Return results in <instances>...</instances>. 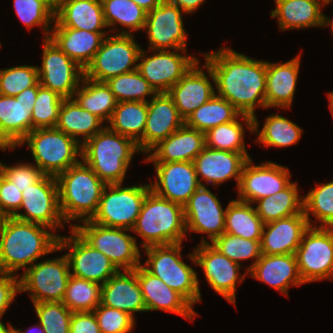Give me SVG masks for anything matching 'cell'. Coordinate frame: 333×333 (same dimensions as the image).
I'll return each mask as SVG.
<instances>
[{
    "label": "cell",
    "mask_w": 333,
    "mask_h": 333,
    "mask_svg": "<svg viewBox=\"0 0 333 333\" xmlns=\"http://www.w3.org/2000/svg\"><path fill=\"white\" fill-rule=\"evenodd\" d=\"M204 56V67L219 97L250 116H255L256 106L266 108V61L254 60L226 47Z\"/></svg>",
    "instance_id": "6da1fadb"
},
{
    "label": "cell",
    "mask_w": 333,
    "mask_h": 333,
    "mask_svg": "<svg viewBox=\"0 0 333 333\" xmlns=\"http://www.w3.org/2000/svg\"><path fill=\"white\" fill-rule=\"evenodd\" d=\"M50 228L14 217L0 218V272L14 274L43 255L58 251L59 234Z\"/></svg>",
    "instance_id": "7a4b0ae2"
},
{
    "label": "cell",
    "mask_w": 333,
    "mask_h": 333,
    "mask_svg": "<svg viewBox=\"0 0 333 333\" xmlns=\"http://www.w3.org/2000/svg\"><path fill=\"white\" fill-rule=\"evenodd\" d=\"M59 207L64 221L91 220L96 214L106 184L84 162L79 161L56 176Z\"/></svg>",
    "instance_id": "3957f363"
},
{
    "label": "cell",
    "mask_w": 333,
    "mask_h": 333,
    "mask_svg": "<svg viewBox=\"0 0 333 333\" xmlns=\"http://www.w3.org/2000/svg\"><path fill=\"white\" fill-rule=\"evenodd\" d=\"M135 152L140 150L132 139L104 125L82 144L81 158L106 185L122 184Z\"/></svg>",
    "instance_id": "277c9868"
},
{
    "label": "cell",
    "mask_w": 333,
    "mask_h": 333,
    "mask_svg": "<svg viewBox=\"0 0 333 333\" xmlns=\"http://www.w3.org/2000/svg\"><path fill=\"white\" fill-rule=\"evenodd\" d=\"M131 230L144 239L143 248L182 243L187 232L184 207L150 190Z\"/></svg>",
    "instance_id": "5b68a950"
},
{
    "label": "cell",
    "mask_w": 333,
    "mask_h": 333,
    "mask_svg": "<svg viewBox=\"0 0 333 333\" xmlns=\"http://www.w3.org/2000/svg\"><path fill=\"white\" fill-rule=\"evenodd\" d=\"M27 143L35 165L45 174L57 176L79 162L82 145L57 128H37L17 146Z\"/></svg>",
    "instance_id": "8992f818"
},
{
    "label": "cell",
    "mask_w": 333,
    "mask_h": 333,
    "mask_svg": "<svg viewBox=\"0 0 333 333\" xmlns=\"http://www.w3.org/2000/svg\"><path fill=\"white\" fill-rule=\"evenodd\" d=\"M181 248V243L146 247L143 267L193 306L201 300L199 281L195 270L182 261Z\"/></svg>",
    "instance_id": "52a82bcc"
},
{
    "label": "cell",
    "mask_w": 333,
    "mask_h": 333,
    "mask_svg": "<svg viewBox=\"0 0 333 333\" xmlns=\"http://www.w3.org/2000/svg\"><path fill=\"white\" fill-rule=\"evenodd\" d=\"M150 190V184L130 187H121V183L107 184L91 221L105 227L131 230Z\"/></svg>",
    "instance_id": "ba28073f"
},
{
    "label": "cell",
    "mask_w": 333,
    "mask_h": 333,
    "mask_svg": "<svg viewBox=\"0 0 333 333\" xmlns=\"http://www.w3.org/2000/svg\"><path fill=\"white\" fill-rule=\"evenodd\" d=\"M84 225H70L88 244L106 255L118 270H134L141 264L140 249L135 237L122 228L98 225L91 220L82 221Z\"/></svg>",
    "instance_id": "9c48e42d"
},
{
    "label": "cell",
    "mask_w": 333,
    "mask_h": 333,
    "mask_svg": "<svg viewBox=\"0 0 333 333\" xmlns=\"http://www.w3.org/2000/svg\"><path fill=\"white\" fill-rule=\"evenodd\" d=\"M140 50L133 34L105 36L101 47L84 69V77L106 82L120 74L137 70Z\"/></svg>",
    "instance_id": "30bf717a"
},
{
    "label": "cell",
    "mask_w": 333,
    "mask_h": 333,
    "mask_svg": "<svg viewBox=\"0 0 333 333\" xmlns=\"http://www.w3.org/2000/svg\"><path fill=\"white\" fill-rule=\"evenodd\" d=\"M298 270L304 283L333 277V227L310 226L296 250Z\"/></svg>",
    "instance_id": "8fae6325"
},
{
    "label": "cell",
    "mask_w": 333,
    "mask_h": 333,
    "mask_svg": "<svg viewBox=\"0 0 333 333\" xmlns=\"http://www.w3.org/2000/svg\"><path fill=\"white\" fill-rule=\"evenodd\" d=\"M71 269L67 257L54 258L26 268L19 279L20 292H30L33 303L62 302Z\"/></svg>",
    "instance_id": "7c38bea8"
},
{
    "label": "cell",
    "mask_w": 333,
    "mask_h": 333,
    "mask_svg": "<svg viewBox=\"0 0 333 333\" xmlns=\"http://www.w3.org/2000/svg\"><path fill=\"white\" fill-rule=\"evenodd\" d=\"M43 42L42 64L37 67L39 83L63 99L72 98L84 78V69L50 38Z\"/></svg>",
    "instance_id": "4fadbf2b"
},
{
    "label": "cell",
    "mask_w": 333,
    "mask_h": 333,
    "mask_svg": "<svg viewBox=\"0 0 333 333\" xmlns=\"http://www.w3.org/2000/svg\"><path fill=\"white\" fill-rule=\"evenodd\" d=\"M41 86L39 81L13 96L0 94V148L15 149L32 131V111Z\"/></svg>",
    "instance_id": "5bb4252c"
},
{
    "label": "cell",
    "mask_w": 333,
    "mask_h": 333,
    "mask_svg": "<svg viewBox=\"0 0 333 333\" xmlns=\"http://www.w3.org/2000/svg\"><path fill=\"white\" fill-rule=\"evenodd\" d=\"M71 232L70 237L58 238L59 250L70 249L65 254L69 268L73 271L70 274L103 285L119 270L106 255L88 244L73 228Z\"/></svg>",
    "instance_id": "9a60e30c"
},
{
    "label": "cell",
    "mask_w": 333,
    "mask_h": 333,
    "mask_svg": "<svg viewBox=\"0 0 333 333\" xmlns=\"http://www.w3.org/2000/svg\"><path fill=\"white\" fill-rule=\"evenodd\" d=\"M24 214L15 213L12 217L40 224L55 231L65 222L59 207L58 185L55 176L45 175L38 183L30 185L22 192Z\"/></svg>",
    "instance_id": "2e32d148"
},
{
    "label": "cell",
    "mask_w": 333,
    "mask_h": 333,
    "mask_svg": "<svg viewBox=\"0 0 333 333\" xmlns=\"http://www.w3.org/2000/svg\"><path fill=\"white\" fill-rule=\"evenodd\" d=\"M188 257L203 269L206 280L215 292L235 305L237 280L241 282L246 277V273L238 276L241 264L223 255L205 238Z\"/></svg>",
    "instance_id": "e0dca14e"
},
{
    "label": "cell",
    "mask_w": 333,
    "mask_h": 333,
    "mask_svg": "<svg viewBox=\"0 0 333 333\" xmlns=\"http://www.w3.org/2000/svg\"><path fill=\"white\" fill-rule=\"evenodd\" d=\"M186 50L182 49V54L169 50H156L153 56L147 57L141 48L138 56V61L141 62L137 63V70L156 93H167L198 62L193 56H184L183 52Z\"/></svg>",
    "instance_id": "ac0fdd59"
},
{
    "label": "cell",
    "mask_w": 333,
    "mask_h": 333,
    "mask_svg": "<svg viewBox=\"0 0 333 333\" xmlns=\"http://www.w3.org/2000/svg\"><path fill=\"white\" fill-rule=\"evenodd\" d=\"M183 11L174 3L163 0L147 12L144 29H147L150 47L154 50L186 49L187 34L183 26Z\"/></svg>",
    "instance_id": "d6986e66"
},
{
    "label": "cell",
    "mask_w": 333,
    "mask_h": 333,
    "mask_svg": "<svg viewBox=\"0 0 333 333\" xmlns=\"http://www.w3.org/2000/svg\"><path fill=\"white\" fill-rule=\"evenodd\" d=\"M249 158L243 166L238 186L237 200L253 204L254 202L282 191L290 183L287 167L274 162L252 165Z\"/></svg>",
    "instance_id": "ffe728a7"
},
{
    "label": "cell",
    "mask_w": 333,
    "mask_h": 333,
    "mask_svg": "<svg viewBox=\"0 0 333 333\" xmlns=\"http://www.w3.org/2000/svg\"><path fill=\"white\" fill-rule=\"evenodd\" d=\"M183 207L186 231L206 233L211 242L224 233L226 209L206 186H200Z\"/></svg>",
    "instance_id": "44dd1931"
},
{
    "label": "cell",
    "mask_w": 333,
    "mask_h": 333,
    "mask_svg": "<svg viewBox=\"0 0 333 333\" xmlns=\"http://www.w3.org/2000/svg\"><path fill=\"white\" fill-rule=\"evenodd\" d=\"M156 169V181L151 190L172 202L184 206L190 196L201 186L193 162H152Z\"/></svg>",
    "instance_id": "7402d4cb"
},
{
    "label": "cell",
    "mask_w": 333,
    "mask_h": 333,
    "mask_svg": "<svg viewBox=\"0 0 333 333\" xmlns=\"http://www.w3.org/2000/svg\"><path fill=\"white\" fill-rule=\"evenodd\" d=\"M250 158L247 152H231L205 147L194 159L195 170L201 186L203 179L215 186L234 178L237 188L244 164ZM199 176L202 178L199 179Z\"/></svg>",
    "instance_id": "603a6c76"
},
{
    "label": "cell",
    "mask_w": 333,
    "mask_h": 333,
    "mask_svg": "<svg viewBox=\"0 0 333 333\" xmlns=\"http://www.w3.org/2000/svg\"><path fill=\"white\" fill-rule=\"evenodd\" d=\"M147 120L143 133V152L148 153L185 124L167 93H157L147 101Z\"/></svg>",
    "instance_id": "cb8c5ba5"
},
{
    "label": "cell",
    "mask_w": 333,
    "mask_h": 333,
    "mask_svg": "<svg viewBox=\"0 0 333 333\" xmlns=\"http://www.w3.org/2000/svg\"><path fill=\"white\" fill-rule=\"evenodd\" d=\"M139 282L146 311L173 312L193 321L197 314L192 305L178 292L169 288L160 278L148 272L141 264L137 266Z\"/></svg>",
    "instance_id": "d4e9b609"
},
{
    "label": "cell",
    "mask_w": 333,
    "mask_h": 333,
    "mask_svg": "<svg viewBox=\"0 0 333 333\" xmlns=\"http://www.w3.org/2000/svg\"><path fill=\"white\" fill-rule=\"evenodd\" d=\"M309 227L304 211L264 224L260 242L261 254H295L304 232Z\"/></svg>",
    "instance_id": "484cf974"
},
{
    "label": "cell",
    "mask_w": 333,
    "mask_h": 333,
    "mask_svg": "<svg viewBox=\"0 0 333 333\" xmlns=\"http://www.w3.org/2000/svg\"><path fill=\"white\" fill-rule=\"evenodd\" d=\"M101 304L126 312H146L141 288L134 270H119L101 286Z\"/></svg>",
    "instance_id": "4316f807"
},
{
    "label": "cell",
    "mask_w": 333,
    "mask_h": 333,
    "mask_svg": "<svg viewBox=\"0 0 333 333\" xmlns=\"http://www.w3.org/2000/svg\"><path fill=\"white\" fill-rule=\"evenodd\" d=\"M205 147V133L184 124L154 146L146 162H193Z\"/></svg>",
    "instance_id": "83f0119b"
},
{
    "label": "cell",
    "mask_w": 333,
    "mask_h": 333,
    "mask_svg": "<svg viewBox=\"0 0 333 333\" xmlns=\"http://www.w3.org/2000/svg\"><path fill=\"white\" fill-rule=\"evenodd\" d=\"M198 66L199 61L167 92L184 120L216 94L209 78Z\"/></svg>",
    "instance_id": "f1b7e54d"
},
{
    "label": "cell",
    "mask_w": 333,
    "mask_h": 333,
    "mask_svg": "<svg viewBox=\"0 0 333 333\" xmlns=\"http://www.w3.org/2000/svg\"><path fill=\"white\" fill-rule=\"evenodd\" d=\"M247 273L285 295H288L290 284L291 286L304 284L295 254H262Z\"/></svg>",
    "instance_id": "f546056e"
},
{
    "label": "cell",
    "mask_w": 333,
    "mask_h": 333,
    "mask_svg": "<svg viewBox=\"0 0 333 333\" xmlns=\"http://www.w3.org/2000/svg\"><path fill=\"white\" fill-rule=\"evenodd\" d=\"M300 68V54L285 63L266 62V108H290Z\"/></svg>",
    "instance_id": "4dcf8cb0"
},
{
    "label": "cell",
    "mask_w": 333,
    "mask_h": 333,
    "mask_svg": "<svg viewBox=\"0 0 333 333\" xmlns=\"http://www.w3.org/2000/svg\"><path fill=\"white\" fill-rule=\"evenodd\" d=\"M54 27L102 32L104 21L101 0H60L55 7Z\"/></svg>",
    "instance_id": "1f68e13d"
},
{
    "label": "cell",
    "mask_w": 333,
    "mask_h": 333,
    "mask_svg": "<svg viewBox=\"0 0 333 333\" xmlns=\"http://www.w3.org/2000/svg\"><path fill=\"white\" fill-rule=\"evenodd\" d=\"M50 39L83 69L101 47L105 32H91L68 27H52Z\"/></svg>",
    "instance_id": "d6a6232c"
},
{
    "label": "cell",
    "mask_w": 333,
    "mask_h": 333,
    "mask_svg": "<svg viewBox=\"0 0 333 333\" xmlns=\"http://www.w3.org/2000/svg\"><path fill=\"white\" fill-rule=\"evenodd\" d=\"M330 2L332 0H275L277 8L270 14L278 18L281 30L325 27L326 16L320 9Z\"/></svg>",
    "instance_id": "836d02e7"
},
{
    "label": "cell",
    "mask_w": 333,
    "mask_h": 333,
    "mask_svg": "<svg viewBox=\"0 0 333 333\" xmlns=\"http://www.w3.org/2000/svg\"><path fill=\"white\" fill-rule=\"evenodd\" d=\"M241 116L247 129L253 133V116L242 114L226 99L215 94L186 118L185 125L206 133L211 128L232 122Z\"/></svg>",
    "instance_id": "e575fe53"
},
{
    "label": "cell",
    "mask_w": 333,
    "mask_h": 333,
    "mask_svg": "<svg viewBox=\"0 0 333 333\" xmlns=\"http://www.w3.org/2000/svg\"><path fill=\"white\" fill-rule=\"evenodd\" d=\"M102 123L99 117L80 107L73 98H66L60 107L55 128L82 145L104 128L101 126ZM80 135L83 141L77 139Z\"/></svg>",
    "instance_id": "d590c367"
},
{
    "label": "cell",
    "mask_w": 333,
    "mask_h": 333,
    "mask_svg": "<svg viewBox=\"0 0 333 333\" xmlns=\"http://www.w3.org/2000/svg\"><path fill=\"white\" fill-rule=\"evenodd\" d=\"M148 114L147 102H117L109 119L112 131L132 139L143 152V133Z\"/></svg>",
    "instance_id": "8d00e7d4"
},
{
    "label": "cell",
    "mask_w": 333,
    "mask_h": 333,
    "mask_svg": "<svg viewBox=\"0 0 333 333\" xmlns=\"http://www.w3.org/2000/svg\"><path fill=\"white\" fill-rule=\"evenodd\" d=\"M81 83L72 98L80 107L95 114L103 122L104 120L108 122L117 105L110 87L106 82H98L86 77Z\"/></svg>",
    "instance_id": "74e56055"
},
{
    "label": "cell",
    "mask_w": 333,
    "mask_h": 333,
    "mask_svg": "<svg viewBox=\"0 0 333 333\" xmlns=\"http://www.w3.org/2000/svg\"><path fill=\"white\" fill-rule=\"evenodd\" d=\"M264 222L251 203L232 200L226 207L225 230L234 236L261 241Z\"/></svg>",
    "instance_id": "f35d334b"
},
{
    "label": "cell",
    "mask_w": 333,
    "mask_h": 333,
    "mask_svg": "<svg viewBox=\"0 0 333 333\" xmlns=\"http://www.w3.org/2000/svg\"><path fill=\"white\" fill-rule=\"evenodd\" d=\"M297 183H290L282 191L262 198L255 207L264 224L303 212V197L298 195Z\"/></svg>",
    "instance_id": "ab89813d"
},
{
    "label": "cell",
    "mask_w": 333,
    "mask_h": 333,
    "mask_svg": "<svg viewBox=\"0 0 333 333\" xmlns=\"http://www.w3.org/2000/svg\"><path fill=\"white\" fill-rule=\"evenodd\" d=\"M258 126L256 116H253V133L258 134L257 141L264 146H291L298 142L303 131L297 124L278 114L266 117L263 128L259 133Z\"/></svg>",
    "instance_id": "60d3db41"
},
{
    "label": "cell",
    "mask_w": 333,
    "mask_h": 333,
    "mask_svg": "<svg viewBox=\"0 0 333 333\" xmlns=\"http://www.w3.org/2000/svg\"><path fill=\"white\" fill-rule=\"evenodd\" d=\"M104 21L107 27L120 24L130 31L122 30L119 34H132L143 30L147 12L132 0H101Z\"/></svg>",
    "instance_id": "b9f144b4"
},
{
    "label": "cell",
    "mask_w": 333,
    "mask_h": 333,
    "mask_svg": "<svg viewBox=\"0 0 333 333\" xmlns=\"http://www.w3.org/2000/svg\"><path fill=\"white\" fill-rule=\"evenodd\" d=\"M101 286L71 275L62 303L72 312L94 311L101 303Z\"/></svg>",
    "instance_id": "7bdbcfd3"
},
{
    "label": "cell",
    "mask_w": 333,
    "mask_h": 333,
    "mask_svg": "<svg viewBox=\"0 0 333 333\" xmlns=\"http://www.w3.org/2000/svg\"><path fill=\"white\" fill-rule=\"evenodd\" d=\"M106 84L110 87L117 102H147L146 96L157 94L138 70L110 78Z\"/></svg>",
    "instance_id": "ee69618b"
},
{
    "label": "cell",
    "mask_w": 333,
    "mask_h": 333,
    "mask_svg": "<svg viewBox=\"0 0 333 333\" xmlns=\"http://www.w3.org/2000/svg\"><path fill=\"white\" fill-rule=\"evenodd\" d=\"M303 211L309 226H313L309 215L311 212L321 222L319 227H333V181L311 189L303 197Z\"/></svg>",
    "instance_id": "f6af8a7d"
},
{
    "label": "cell",
    "mask_w": 333,
    "mask_h": 333,
    "mask_svg": "<svg viewBox=\"0 0 333 333\" xmlns=\"http://www.w3.org/2000/svg\"><path fill=\"white\" fill-rule=\"evenodd\" d=\"M244 129L238 119L211 128L205 133L206 147L231 152H247Z\"/></svg>",
    "instance_id": "bcb514c9"
},
{
    "label": "cell",
    "mask_w": 333,
    "mask_h": 333,
    "mask_svg": "<svg viewBox=\"0 0 333 333\" xmlns=\"http://www.w3.org/2000/svg\"><path fill=\"white\" fill-rule=\"evenodd\" d=\"M14 8L18 18L27 28L43 26L45 36L49 38L50 22L55 21V7L47 0H14Z\"/></svg>",
    "instance_id": "7dc6e473"
},
{
    "label": "cell",
    "mask_w": 333,
    "mask_h": 333,
    "mask_svg": "<svg viewBox=\"0 0 333 333\" xmlns=\"http://www.w3.org/2000/svg\"><path fill=\"white\" fill-rule=\"evenodd\" d=\"M260 242L261 241L249 240L223 233L212 242V245L223 255L236 263L250 258L256 259L253 264L248 266V272L262 255Z\"/></svg>",
    "instance_id": "c3c4849f"
},
{
    "label": "cell",
    "mask_w": 333,
    "mask_h": 333,
    "mask_svg": "<svg viewBox=\"0 0 333 333\" xmlns=\"http://www.w3.org/2000/svg\"><path fill=\"white\" fill-rule=\"evenodd\" d=\"M63 100L56 92L40 86L32 111V130L55 128Z\"/></svg>",
    "instance_id": "681fc988"
},
{
    "label": "cell",
    "mask_w": 333,
    "mask_h": 333,
    "mask_svg": "<svg viewBox=\"0 0 333 333\" xmlns=\"http://www.w3.org/2000/svg\"><path fill=\"white\" fill-rule=\"evenodd\" d=\"M45 333H70V311L62 302L33 303Z\"/></svg>",
    "instance_id": "f907efd6"
},
{
    "label": "cell",
    "mask_w": 333,
    "mask_h": 333,
    "mask_svg": "<svg viewBox=\"0 0 333 333\" xmlns=\"http://www.w3.org/2000/svg\"><path fill=\"white\" fill-rule=\"evenodd\" d=\"M38 81L37 66L20 65L0 70V94L15 97Z\"/></svg>",
    "instance_id": "816d5d0a"
},
{
    "label": "cell",
    "mask_w": 333,
    "mask_h": 333,
    "mask_svg": "<svg viewBox=\"0 0 333 333\" xmlns=\"http://www.w3.org/2000/svg\"><path fill=\"white\" fill-rule=\"evenodd\" d=\"M93 312L101 333H130L135 326L132 316L101 303Z\"/></svg>",
    "instance_id": "f5cc1de1"
},
{
    "label": "cell",
    "mask_w": 333,
    "mask_h": 333,
    "mask_svg": "<svg viewBox=\"0 0 333 333\" xmlns=\"http://www.w3.org/2000/svg\"><path fill=\"white\" fill-rule=\"evenodd\" d=\"M3 175L21 192L28 189L30 185L38 183L45 176L36 165L27 163L12 167L3 164Z\"/></svg>",
    "instance_id": "db71d44e"
},
{
    "label": "cell",
    "mask_w": 333,
    "mask_h": 333,
    "mask_svg": "<svg viewBox=\"0 0 333 333\" xmlns=\"http://www.w3.org/2000/svg\"><path fill=\"white\" fill-rule=\"evenodd\" d=\"M22 192L4 175L0 178V217H12L19 213Z\"/></svg>",
    "instance_id": "11a10c76"
},
{
    "label": "cell",
    "mask_w": 333,
    "mask_h": 333,
    "mask_svg": "<svg viewBox=\"0 0 333 333\" xmlns=\"http://www.w3.org/2000/svg\"><path fill=\"white\" fill-rule=\"evenodd\" d=\"M14 275L0 272V317L3 316L13 302L16 293L20 292L19 276Z\"/></svg>",
    "instance_id": "9f6ffc18"
},
{
    "label": "cell",
    "mask_w": 333,
    "mask_h": 333,
    "mask_svg": "<svg viewBox=\"0 0 333 333\" xmlns=\"http://www.w3.org/2000/svg\"><path fill=\"white\" fill-rule=\"evenodd\" d=\"M70 333H101L93 311L73 312Z\"/></svg>",
    "instance_id": "6f0895ef"
},
{
    "label": "cell",
    "mask_w": 333,
    "mask_h": 333,
    "mask_svg": "<svg viewBox=\"0 0 333 333\" xmlns=\"http://www.w3.org/2000/svg\"><path fill=\"white\" fill-rule=\"evenodd\" d=\"M169 2L177 5L184 14L192 13L195 11L205 0H168Z\"/></svg>",
    "instance_id": "680465c9"
},
{
    "label": "cell",
    "mask_w": 333,
    "mask_h": 333,
    "mask_svg": "<svg viewBox=\"0 0 333 333\" xmlns=\"http://www.w3.org/2000/svg\"><path fill=\"white\" fill-rule=\"evenodd\" d=\"M146 12L158 7L163 0H132Z\"/></svg>",
    "instance_id": "91938a15"
},
{
    "label": "cell",
    "mask_w": 333,
    "mask_h": 333,
    "mask_svg": "<svg viewBox=\"0 0 333 333\" xmlns=\"http://www.w3.org/2000/svg\"><path fill=\"white\" fill-rule=\"evenodd\" d=\"M35 328H37V331H39L40 333H45L44 332V328H43V326L39 323V325H35ZM38 328H39V330H38ZM32 329H34V328H32V327H30L29 329H27L26 331H22L21 329H15L14 328V333H32L33 331H32ZM36 330V329H35ZM38 332V333H39ZM35 333V332H34Z\"/></svg>",
    "instance_id": "94428289"
},
{
    "label": "cell",
    "mask_w": 333,
    "mask_h": 333,
    "mask_svg": "<svg viewBox=\"0 0 333 333\" xmlns=\"http://www.w3.org/2000/svg\"><path fill=\"white\" fill-rule=\"evenodd\" d=\"M0 317V333H14V327H12V325H10V323L8 324V327H6L2 321H1Z\"/></svg>",
    "instance_id": "6125c7cd"
},
{
    "label": "cell",
    "mask_w": 333,
    "mask_h": 333,
    "mask_svg": "<svg viewBox=\"0 0 333 333\" xmlns=\"http://www.w3.org/2000/svg\"><path fill=\"white\" fill-rule=\"evenodd\" d=\"M328 98H329V108H330V111L332 113V117H333V92H330L328 93Z\"/></svg>",
    "instance_id": "be15d7a7"
},
{
    "label": "cell",
    "mask_w": 333,
    "mask_h": 333,
    "mask_svg": "<svg viewBox=\"0 0 333 333\" xmlns=\"http://www.w3.org/2000/svg\"><path fill=\"white\" fill-rule=\"evenodd\" d=\"M328 25H331V30L333 31V18L330 20L329 17L326 16L325 27Z\"/></svg>",
    "instance_id": "e7e4bbea"
},
{
    "label": "cell",
    "mask_w": 333,
    "mask_h": 333,
    "mask_svg": "<svg viewBox=\"0 0 333 333\" xmlns=\"http://www.w3.org/2000/svg\"><path fill=\"white\" fill-rule=\"evenodd\" d=\"M47 1H49L54 7H56L60 2V0H47Z\"/></svg>",
    "instance_id": "03108f58"
},
{
    "label": "cell",
    "mask_w": 333,
    "mask_h": 333,
    "mask_svg": "<svg viewBox=\"0 0 333 333\" xmlns=\"http://www.w3.org/2000/svg\"><path fill=\"white\" fill-rule=\"evenodd\" d=\"M3 175V163L0 162V178Z\"/></svg>",
    "instance_id": "003e7915"
}]
</instances>
